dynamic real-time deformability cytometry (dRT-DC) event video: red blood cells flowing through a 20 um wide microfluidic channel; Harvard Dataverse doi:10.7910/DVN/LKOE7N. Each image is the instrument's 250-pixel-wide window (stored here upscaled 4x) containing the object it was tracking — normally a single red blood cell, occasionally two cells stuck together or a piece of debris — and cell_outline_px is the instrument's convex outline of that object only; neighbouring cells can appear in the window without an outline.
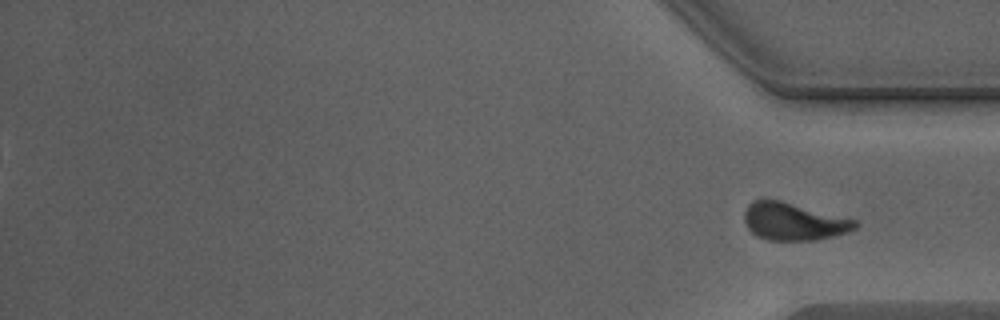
{"species": "Egyptian fruit bat (a non-hibernating species)", "species_latin": "Rousettus aegyptiacus", "temperature_condition": "warm", "stored_images_in_passage": 40, "segment_of_instrument_passage": [2, 2], "camera_frame_rate_fps": 3000, "um_per_image_px": 0.085, "animal": {"sex": "male"}, "frame": {"image": 1, "passage_image": 40, "time_ms": 13.0, "image_size_px": [1000, 320], "cell_outline_px": [[860, 224], [856, 228], [848, 232], [836, 236], [816, 240], [768, 240], [756, 236], [748, 228], [744, 220], [744, 212], [748, 204], [752, 200], [780, 200], [856, 220]], "centroid_in_image_um": [67.46, 18.84], "position_along_channel_um": 367.7, "area_um2": 24.22}}